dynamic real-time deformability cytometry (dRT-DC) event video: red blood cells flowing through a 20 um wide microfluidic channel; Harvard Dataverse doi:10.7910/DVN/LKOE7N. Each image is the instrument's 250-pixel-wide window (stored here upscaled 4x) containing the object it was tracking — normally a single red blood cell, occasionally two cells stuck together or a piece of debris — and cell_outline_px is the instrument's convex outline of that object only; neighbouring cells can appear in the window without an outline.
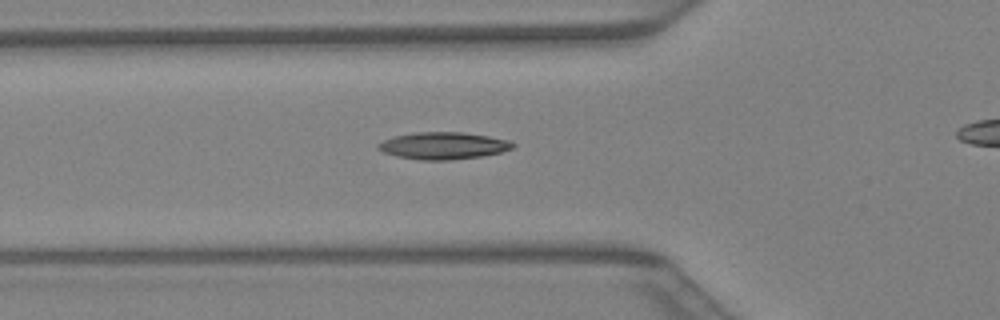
{"species": "Egyptian fruit bat (a non-hibernating species)", "species_latin": "Rousettus aegyptiacus", "temperature_condition": "warm", "stored_images_in_passage": 30, "camera_frame_rate_fps": 3000, "um_per_image_px": 0.085, "animal": {"sex": "female"}, "frame": {"image": 1, "passage_image": 9, "time_ms": 2.667, "image_size_px": [1000, 320], "cell_outline_px": [[516, 144], [512, 148], [500, 152], [480, 156], [448, 160], [420, 160], [396, 156], [384, 152], [376, 148], [376, 144], [384, 140], [396, 136], [416, 132], [464, 132], [488, 136], [508, 140]], "centroid_in_image_um": [37.65, 12.38], "position_along_channel_um": 88.1, "area_um2": 21.1}}
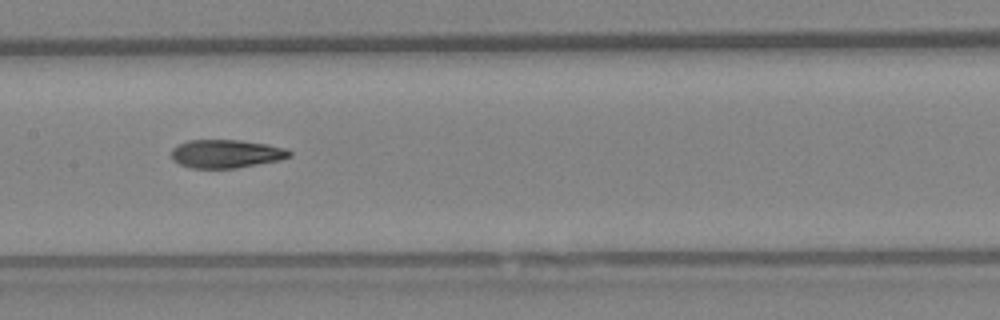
{"frame": {"image": 2, "passage_image": 15, "time_ms": 4.667, "image_size_px": [1000, 320], "cell_outline_px": [[292, 156], [280, 160], [236, 168], [192, 168], [180, 164], [172, 160], [172, 148], [188, 140], [240, 140], [268, 144], [284, 148], [292, 152]], "centroid_in_image_um": [19.24, 13.07], "position_along_channel_um": 188.2, "area_um2": 19.48}}
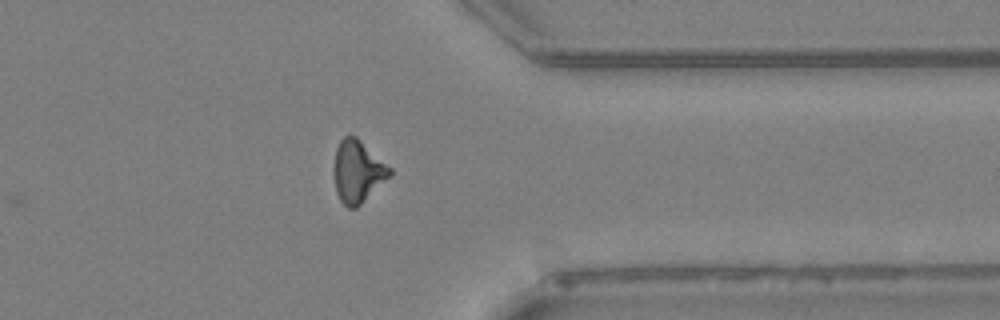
{"frame": {"image": 3, "passage_image": 27, "time_ms": 8.667, "image_size_px": [1000, 320], "cell_outline_px": [[392, 176], [356, 208], [348, 208], [340, 200], [336, 192], [332, 172], [332, 168], [336, 148], [340, 140], [344, 136], [356, 136], [392, 168]], "centroid_in_image_um": [30.4, 14.58], "position_along_channel_um": 381.0, "area_um2": 20.63}}